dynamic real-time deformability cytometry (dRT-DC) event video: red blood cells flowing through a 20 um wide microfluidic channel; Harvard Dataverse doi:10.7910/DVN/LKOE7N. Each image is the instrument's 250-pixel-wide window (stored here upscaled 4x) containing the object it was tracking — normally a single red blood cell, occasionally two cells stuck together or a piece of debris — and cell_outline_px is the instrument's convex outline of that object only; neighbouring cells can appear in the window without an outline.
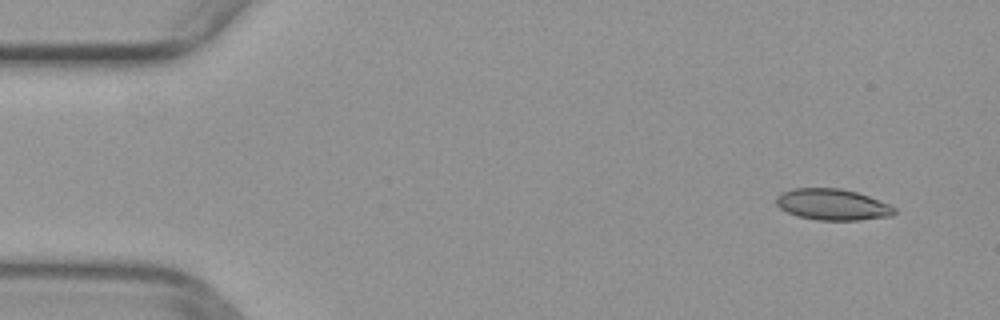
{"species": "common noctule bat (a hibernating species)", "species_latin": "Nyctalus noctula", "temperature_condition": "warm", "stored_images_in_passage": 47, "camera_frame_rate_fps": 3000, "um_per_image_px": 0.085, "animal": {"sex": "female", "body_mass_g": 29.2, "forearm_length_mm": 56.3}, "frame": {"image": 1, "passage_image": 1, "time_ms": 0.0, "image_size_px": [1000, 320], "cell_outline_px": [[896, 212], [892, 216], [860, 220], [820, 220], [800, 216], [788, 212], [780, 208], [776, 204], [776, 196], [780, 192], [792, 188], [840, 188], [856, 192], [868, 196], [888, 204], [896, 208]], "centroid_in_image_um": [70.75, 17.38], "position_along_channel_um": 14.2, "area_um2": 21.44}}
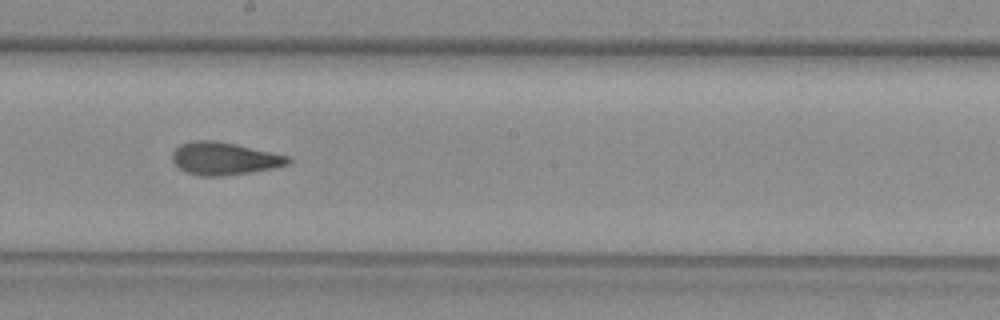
{"frame": {"image": 2, "passage_image": 25, "time_ms": 8.0, "image_size_px": [1000, 320], "cell_outline_px": [[292, 160], [288, 164], [272, 168], [252, 172], [220, 176], [200, 176], [184, 172], [172, 160], [172, 152], [180, 144], [192, 140], [216, 140], [236, 144], [288, 156]], "centroid_in_image_um": [19.02, 13.47], "position_along_channel_um": 229.2, "area_um2": 22.02}}
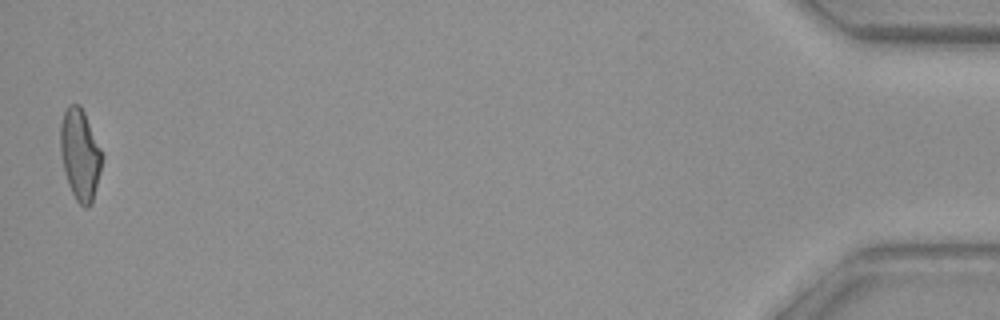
{"frame": {"image": 3, "passage_image": 47, "time_ms": 15.333, "image_size_px": [1000, 320], "cell_outline_px": [[104, 156], [92, 204], [88, 208], [84, 208], [76, 200], [68, 184], [64, 172], [60, 152], [60, 124], [64, 112], [68, 104], [80, 104], [84, 112]], "centroid_in_image_um": [6.8, 13.14], "position_along_channel_um": 428.4, "area_um2": 22.25}}